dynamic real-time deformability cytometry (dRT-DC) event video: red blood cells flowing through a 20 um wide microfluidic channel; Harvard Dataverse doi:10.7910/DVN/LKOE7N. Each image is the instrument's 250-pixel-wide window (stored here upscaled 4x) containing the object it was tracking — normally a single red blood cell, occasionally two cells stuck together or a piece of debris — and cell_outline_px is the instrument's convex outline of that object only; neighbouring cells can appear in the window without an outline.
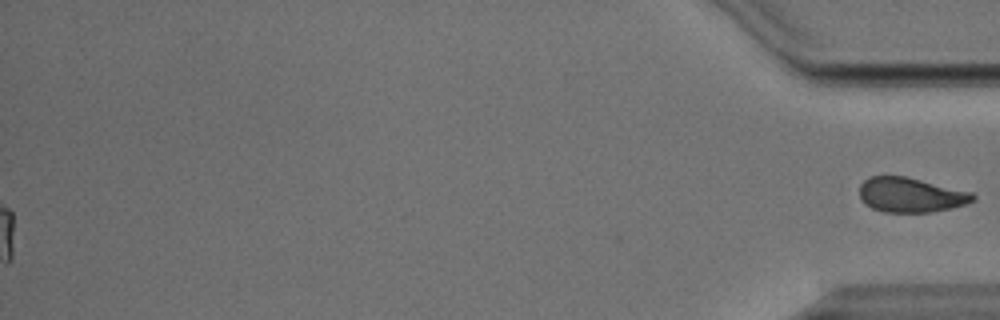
{"species": "Egyptian fruit bat (a non-hibernating species)", "species_latin": "Rousettus aegyptiacus", "temperature_condition": "cold", "stored_images_in_passage": 53, "segment_of_instrument_passage": [2, 2], "camera_frame_rate_fps": 3000, "um_per_image_px": 0.085, "animal": {"sex": "male"}, "frame": {"image": 1, "passage_image": 53, "time_ms": 17.333, "image_size_px": [1000, 320], "cell_outline_px": [[976, 200], [952, 208], [932, 212], [884, 212], [872, 208], [860, 196], [860, 184], [864, 180], [872, 176], [908, 176], [972, 192], [976, 196]], "centroid_in_image_um": [77.45, 16.56], "position_along_channel_um": 357.7, "area_um2": 22.95}}